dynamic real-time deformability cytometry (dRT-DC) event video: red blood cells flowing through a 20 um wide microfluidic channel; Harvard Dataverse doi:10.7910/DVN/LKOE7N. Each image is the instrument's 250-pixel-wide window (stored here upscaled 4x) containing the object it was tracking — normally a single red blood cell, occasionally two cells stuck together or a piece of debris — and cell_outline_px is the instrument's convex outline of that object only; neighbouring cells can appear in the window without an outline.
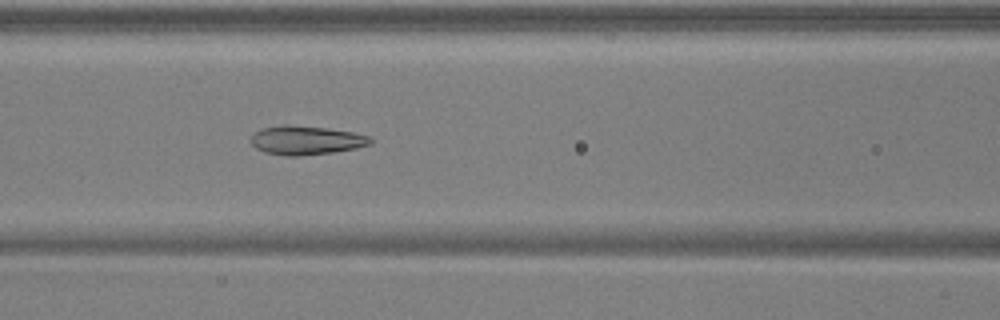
{"species": "common noctule bat (a hibernating species)", "species_latin": "Nyctalus noctula", "temperature_condition": "warm", "stored_images_in_passage": 39, "camera_frame_rate_fps": 3000, "um_per_image_px": 0.085, "animal": {"sex": "male", "body_mass_g": 17.9, "forearm_length_mm": 54.2}, "frame": {"image": 1, "passage_image": 10, "time_ms": 3.0, "image_size_px": [1000, 320], "cell_outline_px": [[372, 144], [356, 148], [332, 152], [296, 156], [284, 156], [264, 152], [256, 148], [252, 144], [252, 136], [256, 132], [264, 128], [284, 124], [328, 128], [352, 132], [368, 136], [372, 140]], "centroid_in_image_um": [26.02, 11.92], "position_along_channel_um": 140.6, "area_um2": 19.94}}
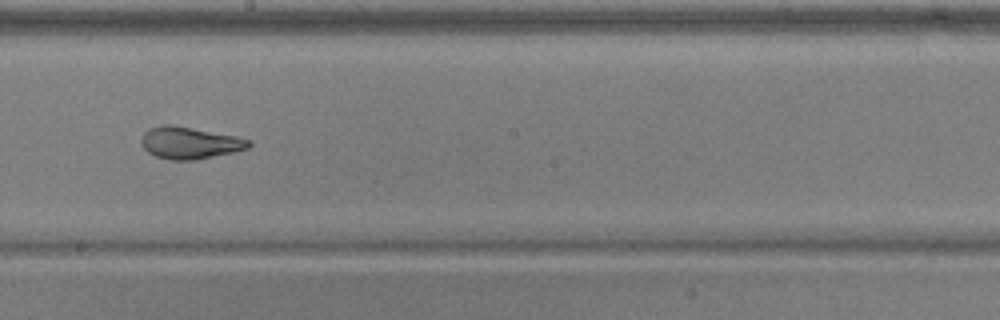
{"frame": {"image": 2, "passage_image": 17, "time_ms": 5.333, "image_size_px": [1000, 320], "cell_outline_px": [[252, 144], [248, 148], [232, 152], [196, 160], [168, 160], [156, 156], [148, 152], [144, 148], [140, 140], [144, 132], [148, 128], [160, 124], [172, 124], [236, 136], [252, 140]], "centroid_in_image_um": [16.1, 12.13], "position_along_channel_um": 232.1, "area_um2": 20.17}}
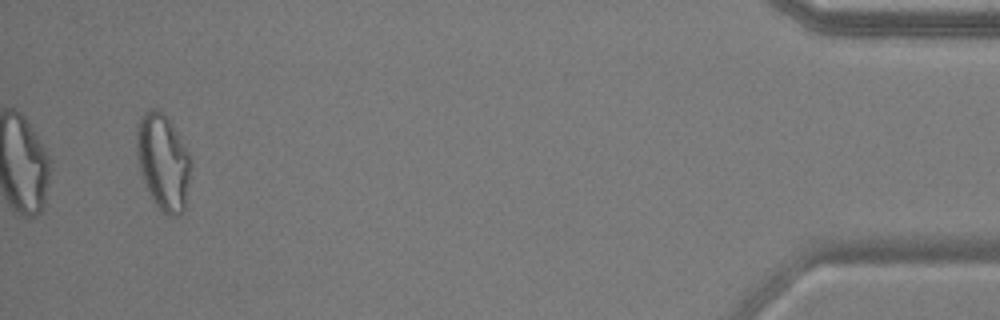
{"frame": {"image": 3, "passage_image": 37, "time_ms": 12.0, "image_size_px": [1000, 320], "cell_outline_px": [[192, 164], [184, 212], [180, 216], [168, 216], [156, 208], [148, 192], [140, 172], [136, 152], [136, 124], [140, 116], [148, 108], [156, 108], [168, 120], [176, 132], [188, 152]], "centroid_in_image_um": [13.84, 13.81], "position_along_channel_um": 421.4, "area_um2": 30.69}, "authors_computed_cell_mechanics": {"area_um2": 21.2704, "velocity_mm_per_s": 3.9274, "shape_relaxation_time_tau1_ms": 4.5863, "shape_relaxation_time_tau2_ms": 0.731, "deformation_change_tau1": 0.197, "deformation_change_tau2": 0.0691}}